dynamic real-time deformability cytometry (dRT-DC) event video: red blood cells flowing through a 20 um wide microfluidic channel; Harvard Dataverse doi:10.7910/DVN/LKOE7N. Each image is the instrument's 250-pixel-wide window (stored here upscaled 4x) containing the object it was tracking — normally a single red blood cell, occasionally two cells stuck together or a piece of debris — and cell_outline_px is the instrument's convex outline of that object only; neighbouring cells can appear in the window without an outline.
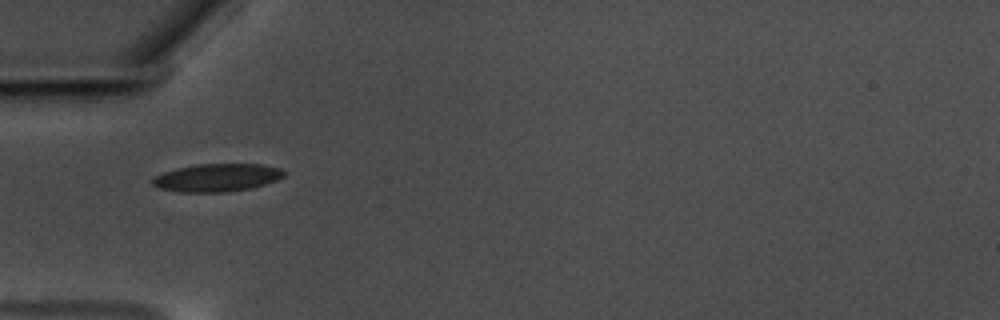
{"species": "common noctule bat (a hibernating species)", "species_latin": "Nyctalus noctula", "temperature_condition": "warm", "stored_images_in_passage": 40, "camera_frame_rate_fps": 3000, "um_per_image_px": 0.085, "animal": {"sex": "male", "body_mass_g": 17.5, "forearm_length_mm": 52.3}, "frame": {"image": 1, "passage_image": 1, "time_ms": 0.0, "image_size_px": [1000, 320], "cell_outline_px": [[288, 172], [284, 176], [276, 180], [252, 188], [224, 192], [180, 192], [160, 188], [152, 184], [152, 176], [176, 168], [196, 164], [264, 164], [280, 168]], "centroid_in_image_um": [18.45, 15.09], "position_along_channel_um": 66.5, "area_um2": 21.5}}
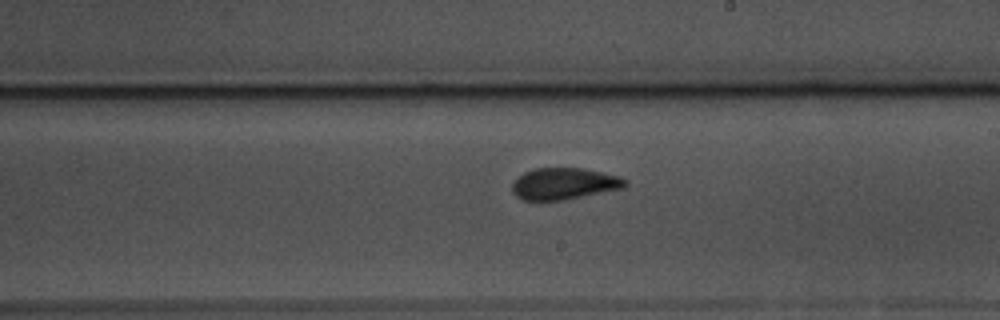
{"frame": {"image": 2, "passage_image": 16, "time_ms": 5.0, "image_size_px": [1000, 320], "cell_outline_px": [[628, 184], [624, 188], [564, 200], [520, 200], [512, 192], [512, 184], [524, 172], [532, 168], [584, 168], [620, 176], [628, 180]], "centroid_in_image_um": [47.97, 15.61], "position_along_channel_um": 241.0, "area_um2": 20.98}}
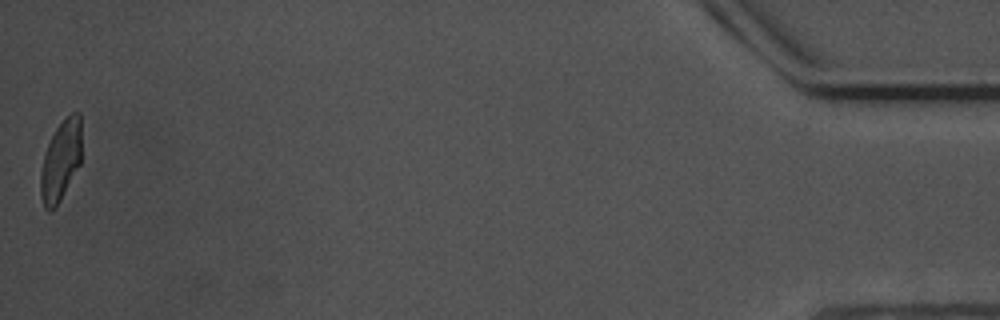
{"frame": {"image": 3, "passage_image": 40, "time_ms": 13.0, "image_size_px": [1000, 320], "cell_outline_px": [[80, 164], [60, 200], [48, 212], [44, 208], [40, 196], [40, 172], [44, 156], [48, 144], [56, 128], [72, 112], [80, 112]], "centroid_in_image_um": [5.14, 13.68], "position_along_channel_um": 430.1, "area_um2": 18.79}, "authors_computed_cell_mechanics": {"area_um2": 20.7213, "velocity_mm_per_s": 3.5178, "shape_relaxation_time_tau1_ms": 3.9826, "shape_relaxation_time_tau2_ms": 0.8727, "deformation_change_tau1": 0.1475, "deformation_change_tau2": 0.0779}}